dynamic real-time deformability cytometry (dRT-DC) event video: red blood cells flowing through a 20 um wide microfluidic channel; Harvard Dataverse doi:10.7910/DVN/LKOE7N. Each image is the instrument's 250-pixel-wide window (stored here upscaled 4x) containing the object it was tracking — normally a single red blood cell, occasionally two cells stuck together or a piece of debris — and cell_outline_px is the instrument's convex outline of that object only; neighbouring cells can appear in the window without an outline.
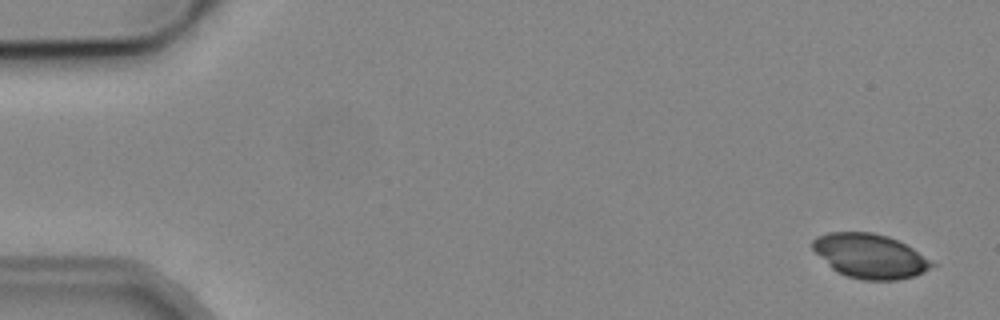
{"species": "common noctule bat (a hibernating species)", "species_latin": "Nyctalus noctula", "temperature_condition": "cold", "stored_images_in_passage": 6, "camera_frame_rate_fps": 3000, "um_per_image_px": 0.085, "animal": {"sex": "male", "body_mass_g": 19.2, "forearm_length_mm": 51.8}, "frame": {"image": 1, "passage_image": 1, "time_ms": 0.0, "image_size_px": [1000, 320], "cell_outline_px": [[940, 264], [916, 276], [896, 280], [864, 280], [848, 276], [836, 272], [812, 248], [812, 240], [816, 236], [828, 232], [872, 232], [888, 236], [912, 248]], "centroid_in_image_um": [74.0, 21.77], "position_along_channel_um": 11.0, "area_um2": 30.98}}